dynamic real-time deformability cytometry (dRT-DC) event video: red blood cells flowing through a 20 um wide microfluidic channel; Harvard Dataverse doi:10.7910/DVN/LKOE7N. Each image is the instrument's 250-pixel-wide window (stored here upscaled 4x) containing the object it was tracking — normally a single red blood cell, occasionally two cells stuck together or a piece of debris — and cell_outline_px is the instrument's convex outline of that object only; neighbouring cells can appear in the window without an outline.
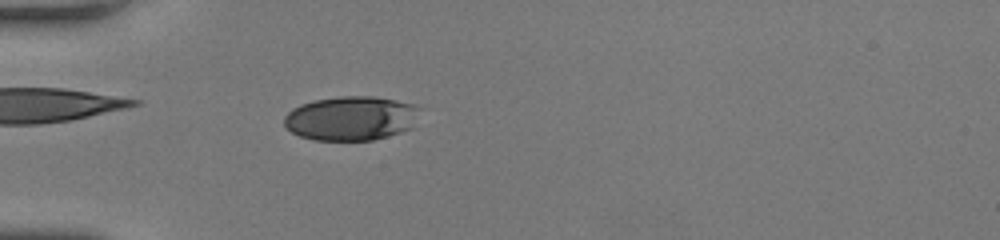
{"species": "human", "species_latin": "Homo sapiens", "temperature_condition": "room temperature", "stored_images_in_passage": 34, "camera_frame_rate_fps": 3000, "um_per_image_px": 0.085, "donor": {"sex": "female"}, "frame": {"image": 1, "passage_image": 2, "time_ms": 0.333, "image_size_px": [1000, 240], "cell_outline_px": [[420, 108], [412, 128], [388, 136], [372, 140], [312, 140], [300, 136], [284, 128], [284, 116], [292, 108], [300, 104], [316, 100], [340, 96], [372, 96], [396, 100], [416, 104]], "centroid_in_image_um": [29.82, 10.05], "position_along_channel_um": 55.2, "area_um2": 35.2}}
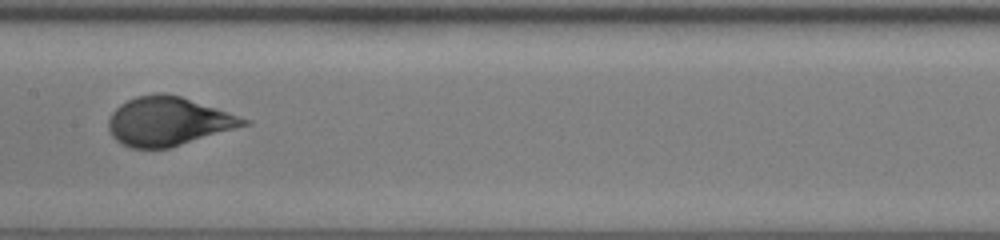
{"frame": {"image": 2, "passage_image": 13, "time_ms": 4.0, "image_size_px": [1000, 240], "cell_outline_px": [[252, 124], [168, 148], [132, 148], [120, 144], [112, 136], [108, 128], [108, 120], [112, 112], [120, 104], [136, 96], [160, 92], [180, 96], [252, 120]], "centroid_in_image_um": [14.3, 10.31], "position_along_channel_um": 193.1, "area_um2": 38.38}}
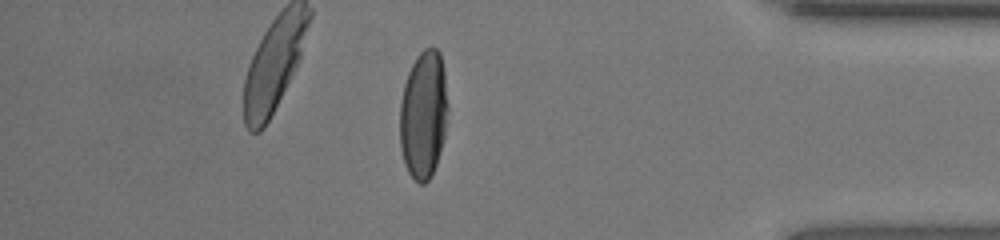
{"frame": {"image": 3, "passage_image": 30, "time_ms": 9.667, "image_size_px": [1000, 240], "cell_outline_px": [[448, 120], [440, 152], [436, 164], [428, 180], [424, 184], [420, 184], [408, 172], [404, 164], [400, 148], [400, 104], [404, 84], [408, 72], [416, 56], [424, 48], [436, 48], [440, 52], [444, 72], [448, 104]], "centroid_in_image_um": [36.0, 9.73], "position_along_channel_um": 399.2, "area_um2": 36.13}, "authors_computed_cell_mechanics": {"area_um2": 37.3388, "velocity_mm_per_s": 4.1404, "shape_relaxation_time_tau1_ms": 4.3955, "shape_relaxation_time_tau2_ms": null, "deformation_change_tau1": 0.2062, "deformation_change_tau2": null}}